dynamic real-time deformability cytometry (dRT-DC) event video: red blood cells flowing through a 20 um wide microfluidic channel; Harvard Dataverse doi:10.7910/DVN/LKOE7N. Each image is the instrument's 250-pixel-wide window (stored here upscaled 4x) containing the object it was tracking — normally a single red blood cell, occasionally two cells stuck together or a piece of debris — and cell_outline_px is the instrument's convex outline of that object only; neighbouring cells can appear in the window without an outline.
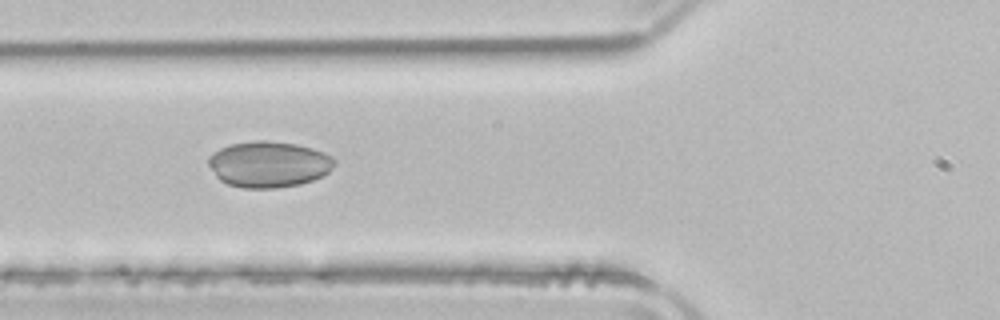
{"species": "common noctule bat (a hibernating species)", "species_latin": "Nyctalus noctula", "temperature_condition": "room temperature", "stored_images_in_passage": 29, "camera_frame_rate_fps": 3000, "um_per_image_px": 0.085, "animal": {"sex": "male", "body_mass_g": 21.5, "forearm_length_mm": 52.0}, "frame": {"image": 1, "passage_image": 4, "time_ms": 1.0, "image_size_px": [1000, 320], "cell_outline_px": [[336, 164], [324, 176], [300, 184], [276, 188], [244, 188], [228, 184], [220, 180], [216, 176], [208, 164], [208, 156], [212, 152], [220, 148], [232, 144], [256, 140], [268, 140], [296, 144], [312, 148], [324, 152], [332, 156], [336, 160]], "centroid_in_image_um": [22.85, 13.96], "position_along_channel_um": 102.9, "area_um2": 34.04}}
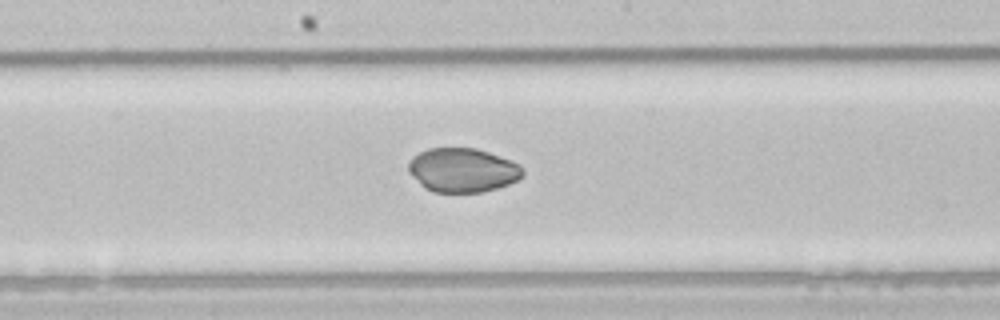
{"frame": {"image": 2, "passage_image": 12, "time_ms": 3.667, "image_size_px": [1000, 320], "cell_outline_px": [[524, 176], [520, 180], [496, 188], [480, 192], [432, 192], [424, 188], [408, 172], [408, 164], [412, 156], [428, 148], [476, 148], [512, 160], [520, 164], [524, 168]], "centroid_in_image_um": [39.34, 14.46], "position_along_channel_um": 208.9, "area_um2": 29.65}}
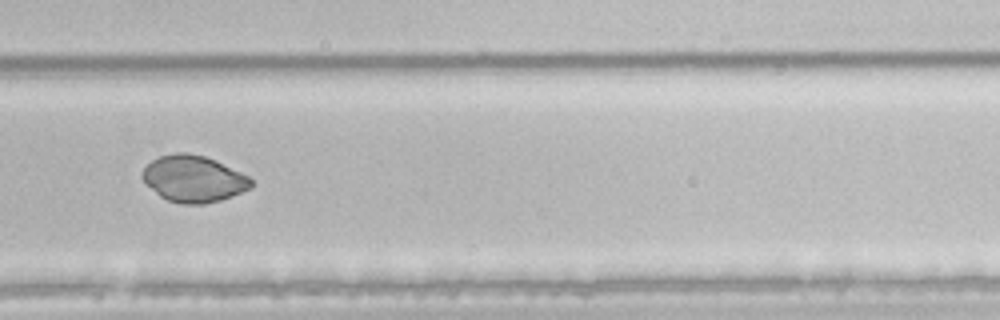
{"frame": {"image": 3, "passage_image": 20, "time_ms": 6.333, "image_size_px": [1000, 320], "cell_outline_px": [[252, 188], [220, 200], [204, 204], [180, 204], [168, 200], [160, 196], [140, 176], [144, 168], [152, 160], [160, 156], [176, 152], [188, 152], [204, 156], [216, 160], [248, 176], [252, 180]], "centroid_in_image_um": [16.46, 15.19], "position_along_channel_um": 313.3, "area_um2": 29.36}}